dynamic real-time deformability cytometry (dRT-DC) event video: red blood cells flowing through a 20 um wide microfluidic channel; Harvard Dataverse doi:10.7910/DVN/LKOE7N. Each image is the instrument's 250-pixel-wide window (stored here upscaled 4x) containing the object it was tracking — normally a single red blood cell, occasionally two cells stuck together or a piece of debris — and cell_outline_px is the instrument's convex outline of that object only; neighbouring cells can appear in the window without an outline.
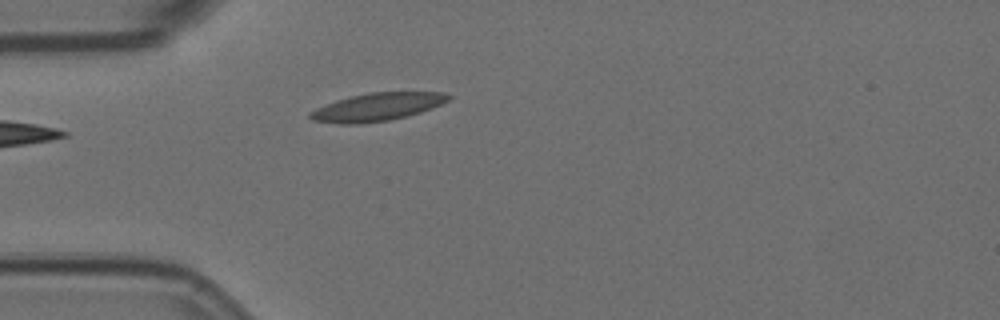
{"species": "Egyptian fruit bat (a non-hibernating species)", "species_latin": "Rousettus aegyptiacus", "temperature_condition": "room temperature", "stored_images_in_passage": 4, "camera_frame_rate_fps": 3000, "um_per_image_px": 0.085, "animal": {"sex": "female"}, "frame": {"image": 1, "passage_image": 4, "time_ms": 1.0, "image_size_px": [1000, 320], "cell_outline_px": [[452, 96], [448, 100], [432, 108], [420, 112], [388, 120], [356, 124], [340, 124], [312, 120], [308, 116], [308, 112], [316, 108], [336, 100], [348, 96], [368, 92], [444, 92]], "centroid_in_image_um": [32.02, 9.08], "position_along_channel_um": 53.0, "area_um2": 22.43}}